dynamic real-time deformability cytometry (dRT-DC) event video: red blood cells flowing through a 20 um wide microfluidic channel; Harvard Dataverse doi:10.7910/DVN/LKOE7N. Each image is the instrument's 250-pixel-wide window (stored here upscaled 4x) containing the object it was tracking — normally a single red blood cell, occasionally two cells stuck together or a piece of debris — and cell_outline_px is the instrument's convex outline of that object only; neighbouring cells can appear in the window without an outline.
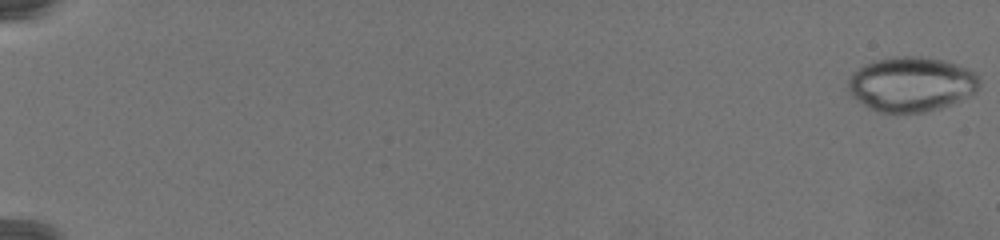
{"species": "common noctule bat (a hibernating species)", "species_latin": "Nyctalus noctula", "temperature_condition": "warm", "stored_images_in_passage": 79, "camera_frame_rate_fps": 3000, "um_per_image_px": 0.085, "animal": {"sex": "female", "body_mass_g": 19.5, "forearm_length_mm": 54.1}, "frame": {"image": 1, "passage_image": 1, "time_ms": 0.0, "image_size_px": [1000, 240], "cell_outline_px": [[980, 84], [976, 92], [952, 104], [928, 112], [876, 112], [868, 108], [852, 96], [848, 92], [848, 80], [860, 68], [876, 60], [892, 56], [920, 56], [944, 60], [968, 68], [976, 72], [980, 76]], "centroid_in_image_um": [77.51, 7.16], "position_along_channel_um": 7.5, "area_um2": 42.02}}
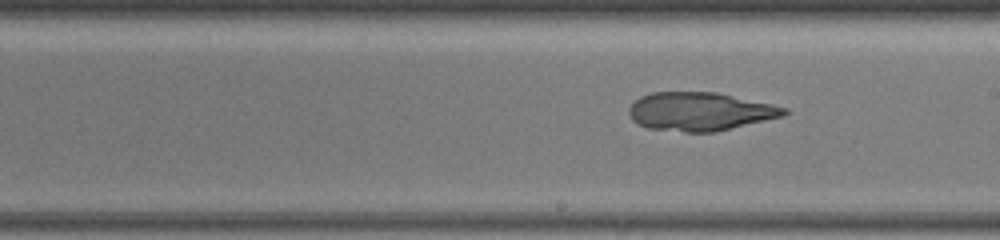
{"frame": {"image": 2, "passage_image": 49, "time_ms": 16.0, "image_size_px": [1000, 240], "cell_outline_px": [[788, 112], [784, 116], [716, 132], [684, 132], [648, 128], [636, 124], [632, 120], [628, 112], [628, 108], [640, 96], [652, 92], [716, 92], [772, 104], [788, 108]], "centroid_in_image_um": [59.49, 9.48], "position_along_channel_um": 229.5, "area_um2": 34.91}}
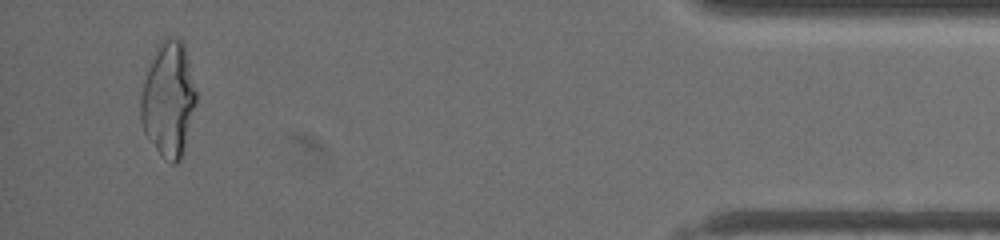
{"frame": {"image": 3, "passage_image": 76, "time_ms": 25.0, "image_size_px": [1000, 240], "cell_outline_px": [[196, 100], [184, 148], [180, 160], [176, 164], [172, 164], [164, 160], [144, 132], [140, 120], [140, 100], [144, 80], [156, 48], [160, 40], [164, 36], [180, 36], [184, 44], [196, 88]], "centroid_in_image_um": [14.31, 8.41], "position_along_channel_um": 420.9, "area_um2": 37.17}}